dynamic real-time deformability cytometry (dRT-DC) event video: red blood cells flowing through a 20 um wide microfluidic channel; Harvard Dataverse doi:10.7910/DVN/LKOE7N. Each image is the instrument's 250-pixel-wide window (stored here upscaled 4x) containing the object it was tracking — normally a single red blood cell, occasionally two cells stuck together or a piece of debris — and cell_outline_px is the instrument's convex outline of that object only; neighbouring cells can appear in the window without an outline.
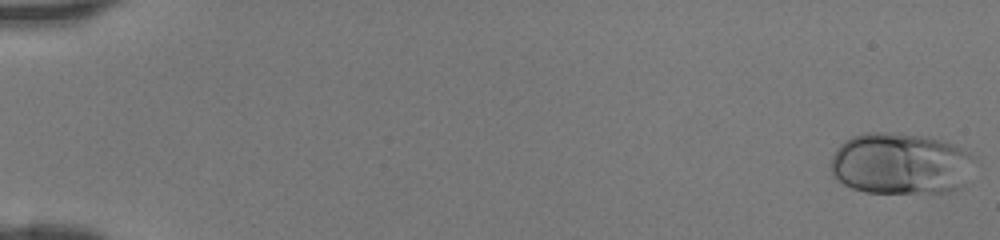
{"species": "human", "species_latin": "Homo sapiens", "temperature_condition": "room temperature", "stored_images_in_passage": 45, "camera_frame_rate_fps": 3000, "um_per_image_px": 0.085, "donor": {"sex": "female"}, "frame": {"image": 1, "passage_image": 1, "time_ms": 0.0, "image_size_px": [1000, 240], "cell_outline_px": [[972, 156], [964, 188], [944, 192], [864, 192], [852, 188], [844, 184], [832, 176], [832, 156], [836, 148], [844, 140], [852, 136], [864, 132], [896, 132], [924, 136], [940, 140], [952, 144], [968, 152]], "centroid_in_image_um": [76.49, 13.9], "position_along_channel_um": 8.5, "area_um2": 51.44}}
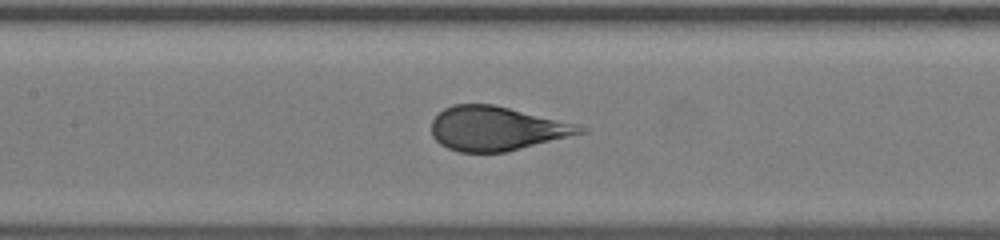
{"frame": {"image": 2, "passage_image": 23, "time_ms": 7.333, "image_size_px": [1000, 240], "cell_outline_px": [[588, 132], [504, 152], [460, 152], [448, 148], [440, 144], [432, 136], [432, 120], [444, 108], [452, 104], [492, 104], [576, 124], [588, 128]], "centroid_in_image_um": [42.19, 10.92], "position_along_channel_um": 165.2, "area_um2": 37.86}}
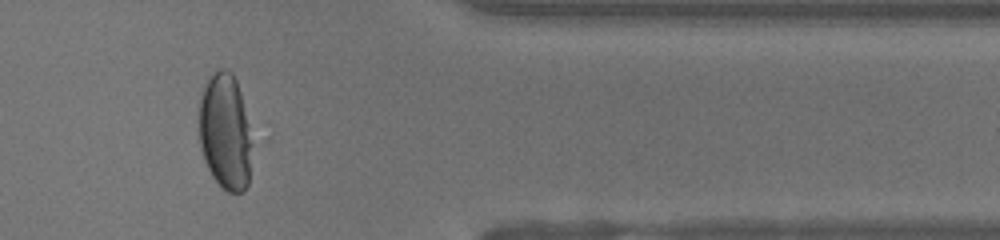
{"frame": {"image": 3, "passage_image": 39, "time_ms": 12.667, "image_size_px": [1000, 240], "cell_outline_px": [[252, 144], [248, 184], [244, 192], [228, 192], [212, 176], [204, 160], [200, 148], [200, 100], [204, 84], [208, 76], [212, 72], [220, 68], [228, 68], [232, 72], [236, 80], [240, 92], [248, 124]], "centroid_in_image_um": [19.14, 11.17], "position_along_channel_um": 392.3, "area_um2": 35.89}}